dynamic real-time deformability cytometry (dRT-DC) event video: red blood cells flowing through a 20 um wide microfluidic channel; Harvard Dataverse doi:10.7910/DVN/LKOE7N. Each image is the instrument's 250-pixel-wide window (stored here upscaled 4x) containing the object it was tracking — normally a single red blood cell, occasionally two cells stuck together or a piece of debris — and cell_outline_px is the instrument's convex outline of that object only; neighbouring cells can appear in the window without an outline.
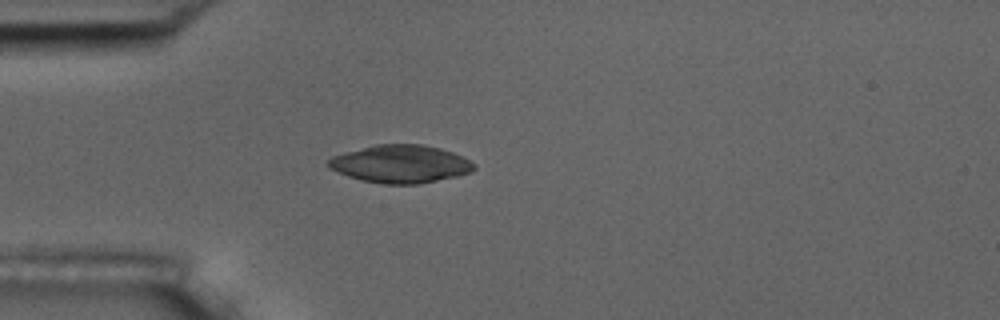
{"species": "common noctule bat (a hibernating species)", "species_latin": "Nyctalus noctula", "temperature_condition": "room temperature", "stored_images_in_passage": 1, "camera_frame_rate_fps": 3000, "um_per_image_px": 0.085, "animal": {"sex": "male", "body_mass_g": 17.5, "forearm_length_mm": 52.3}, "frame": {"image": 1, "passage_image": 1, "time_ms": 0.0, "image_size_px": [1000, 320], "cell_outline_px": [[476, 168], [472, 172], [456, 176], [420, 184], [380, 184], [360, 180], [348, 176], [328, 168], [324, 164], [332, 156], [344, 152], [376, 144], [424, 144], [440, 148], [452, 152], [476, 164]], "centroid_in_image_um": [34.01, 13.94], "position_along_channel_um": 51.0, "area_um2": 32.37}}